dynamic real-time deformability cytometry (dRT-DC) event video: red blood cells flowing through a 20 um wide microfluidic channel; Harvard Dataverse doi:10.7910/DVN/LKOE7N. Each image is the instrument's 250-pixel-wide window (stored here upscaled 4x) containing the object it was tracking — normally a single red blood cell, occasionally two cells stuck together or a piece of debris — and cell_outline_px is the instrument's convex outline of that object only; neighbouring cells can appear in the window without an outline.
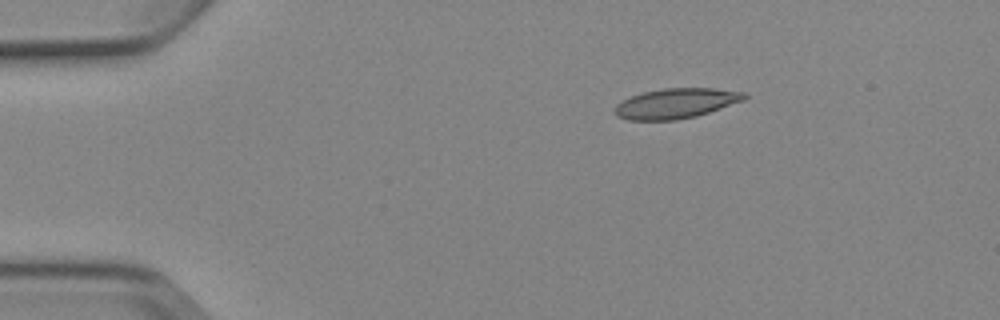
{"species": "Egyptian fruit bat (a non-hibernating species)", "species_latin": "Rousettus aegyptiacus", "temperature_condition": "cold", "stored_images_in_passage": 2, "camera_frame_rate_fps": 3000, "um_per_image_px": 0.085, "animal": {"sex": "female"}, "frame": {"image": 1, "passage_image": 1, "time_ms": 0.0, "image_size_px": [1000, 320], "cell_outline_px": [[748, 96], [744, 100], [696, 116], [676, 120], [628, 120], [616, 116], [612, 112], [616, 104], [632, 96], [644, 92], [664, 88], [716, 88], [748, 92]], "centroid_in_image_um": [57.46, 8.78], "position_along_channel_um": 27.5, "area_um2": 22.77}}